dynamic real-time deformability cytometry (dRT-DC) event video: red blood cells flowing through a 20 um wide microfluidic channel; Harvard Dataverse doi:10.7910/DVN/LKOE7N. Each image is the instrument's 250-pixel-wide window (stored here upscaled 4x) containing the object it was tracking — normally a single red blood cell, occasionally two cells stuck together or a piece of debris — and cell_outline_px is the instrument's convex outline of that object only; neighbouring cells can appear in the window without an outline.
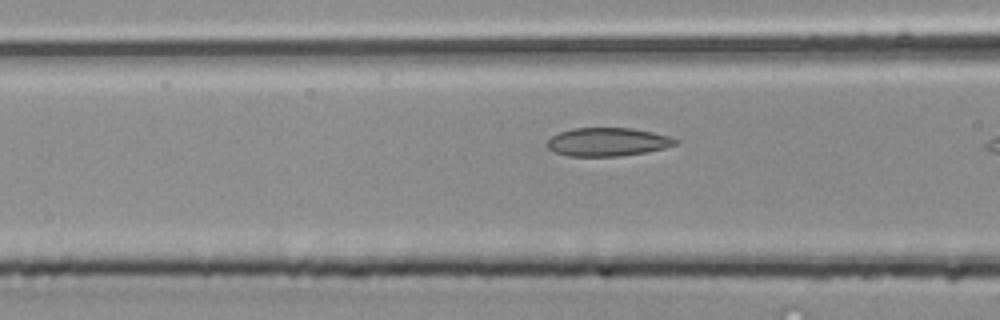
{"species": "common noctule bat (a hibernating species)", "species_latin": "Nyctalus noctula", "temperature_condition": "room temperature", "stored_images_in_passage": 7, "camera_frame_rate_fps": 3000, "um_per_image_px": 0.085, "animal": {"sex": "male", "body_mass_g": 20.4}, "frame": {"image": 1, "passage_image": 6, "time_ms": 1.667, "image_size_px": [1000, 320], "cell_outline_px": [[676, 144], [664, 148], [644, 152], [616, 156], [568, 156], [556, 152], [548, 148], [544, 144], [552, 136], [560, 132], [572, 128], [632, 128], [652, 132], [668, 136], [676, 140]], "centroid_in_image_um": [51.59, 12.06], "position_along_channel_um": 115.0, "area_um2": 20.98}}